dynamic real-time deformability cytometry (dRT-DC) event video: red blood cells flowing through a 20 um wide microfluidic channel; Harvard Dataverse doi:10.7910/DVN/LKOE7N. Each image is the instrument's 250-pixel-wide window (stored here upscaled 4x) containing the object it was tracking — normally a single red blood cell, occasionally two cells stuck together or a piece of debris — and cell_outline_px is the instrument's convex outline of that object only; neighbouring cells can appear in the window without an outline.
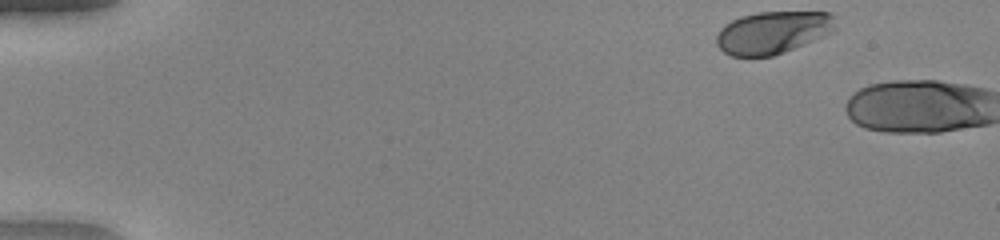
{"species": "human", "species_latin": "Homo sapiens", "temperature_condition": "warm", "stored_images_in_passage": 3, "camera_frame_rate_fps": 3000, "um_per_image_px": 0.085, "donor": {"sex": "female"}, "frame": {"image": 1, "passage_image": 1, "time_ms": 0.0, "image_size_px": [1000, 240], "cell_outline_px": [[836, 28], [832, 32], [784, 52], [772, 56], [732, 56], [724, 52], [716, 44], [716, 36], [720, 28], [724, 24], [740, 16], [756, 12], [828, 12], [836, 16]], "centroid_in_image_um": [65.68, 2.74], "position_along_channel_um": 19.3, "area_um2": 29.54}}